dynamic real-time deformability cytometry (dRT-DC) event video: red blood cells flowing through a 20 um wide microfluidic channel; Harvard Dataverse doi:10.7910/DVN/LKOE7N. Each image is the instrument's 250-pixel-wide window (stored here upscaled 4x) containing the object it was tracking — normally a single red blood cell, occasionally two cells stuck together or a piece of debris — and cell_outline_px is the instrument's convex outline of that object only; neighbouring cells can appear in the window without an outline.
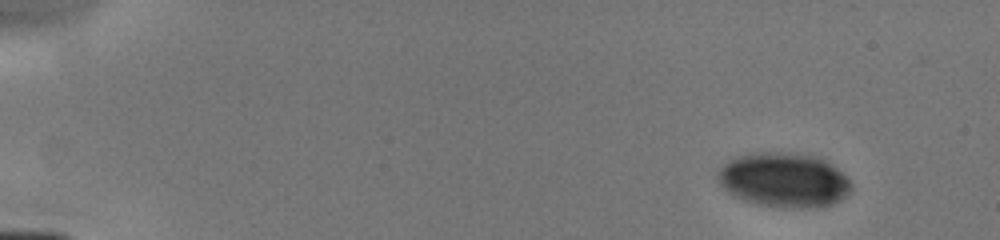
{"species": "human", "species_latin": "Homo sapiens", "temperature_condition": "cold", "stored_images_in_passage": 9, "camera_frame_rate_fps": 3000, "um_per_image_px": 0.085, "donor": {"sex": "male"}, "frame": {"image": 1, "passage_image": 2, "time_ms": 1.0, "image_size_px": [1000, 240], "cell_outline_px": [[852, 188], [848, 196], [832, 204], [764, 204], [744, 200], [728, 192], [720, 184], [716, 176], [716, 172], [732, 156], [752, 152], [780, 152], [808, 156], [824, 160], [836, 168], [852, 184]], "centroid_in_image_um": [66.56, 15.23], "position_along_channel_um": 18.4, "area_um2": 40.86}}